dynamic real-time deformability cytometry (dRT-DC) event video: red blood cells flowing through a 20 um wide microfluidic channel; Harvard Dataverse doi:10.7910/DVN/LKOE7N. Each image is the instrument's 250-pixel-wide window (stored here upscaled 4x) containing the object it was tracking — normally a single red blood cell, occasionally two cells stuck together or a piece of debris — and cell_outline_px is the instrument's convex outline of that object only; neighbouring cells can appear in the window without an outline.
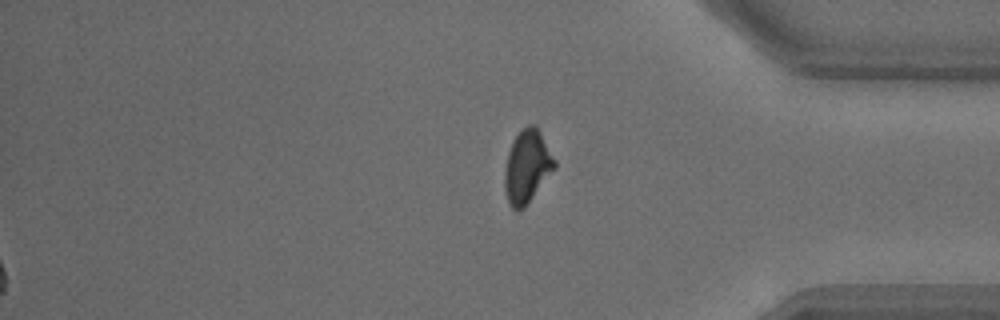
{"species": "common noctule bat (a hibernating species)", "species_latin": "Nyctalus noctula", "temperature_condition": "warm", "stored_images_in_passage": 28, "segment_of_instrument_passage": [2, 2], "camera_frame_rate_fps": 3000, "um_per_image_px": 0.085, "animal": {"sex": "male", "body_mass_g": 18.8}, "frame": {"image": 1, "passage_image": 28, "time_ms": 9.0, "image_size_px": [1000, 320], "cell_outline_px": [[556, 168], [524, 208], [512, 208], [508, 204], [504, 188], [504, 172], [508, 152], [512, 140], [520, 128], [528, 124], [536, 124], [556, 160]], "centroid_in_image_um": [44.8, 14.11], "position_along_channel_um": 390.4, "area_um2": 21.5}}